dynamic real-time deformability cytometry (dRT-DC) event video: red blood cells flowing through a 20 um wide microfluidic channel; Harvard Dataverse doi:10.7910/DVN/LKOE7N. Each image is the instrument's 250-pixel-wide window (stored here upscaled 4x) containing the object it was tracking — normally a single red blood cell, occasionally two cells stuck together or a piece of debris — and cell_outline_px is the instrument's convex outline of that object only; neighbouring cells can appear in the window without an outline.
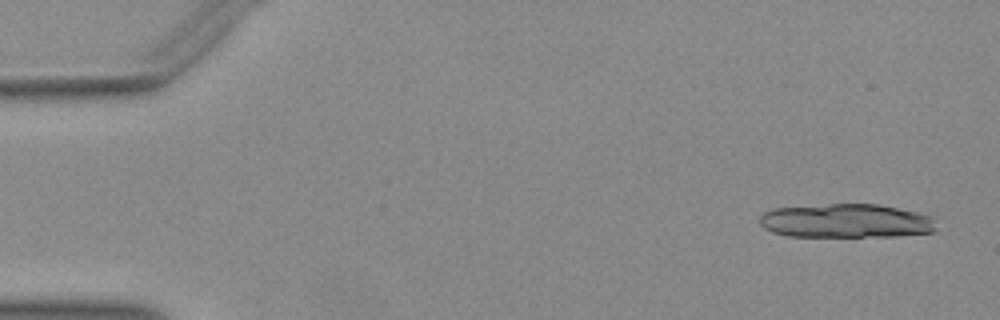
{"species": "Egyptian fruit bat (a non-hibernating species)", "species_latin": "Rousettus aegyptiacus", "temperature_condition": "warm", "stored_images_in_passage": 14, "camera_frame_rate_fps": 3000, "um_per_image_px": 0.085, "animal": {"sex": "female"}, "frame": {"image": 1, "passage_image": 2, "time_ms": 0.333, "image_size_px": [1000, 320], "cell_outline_px": [[936, 232], [896, 236], [788, 236], [772, 232], [764, 228], [760, 224], [760, 216], [764, 212], [776, 208], [828, 204], [880, 204], [916, 212], [932, 216], [936, 228]], "centroid_in_image_um": [71.94, 18.78], "position_along_channel_um": 13.1, "area_um2": 34.97}}